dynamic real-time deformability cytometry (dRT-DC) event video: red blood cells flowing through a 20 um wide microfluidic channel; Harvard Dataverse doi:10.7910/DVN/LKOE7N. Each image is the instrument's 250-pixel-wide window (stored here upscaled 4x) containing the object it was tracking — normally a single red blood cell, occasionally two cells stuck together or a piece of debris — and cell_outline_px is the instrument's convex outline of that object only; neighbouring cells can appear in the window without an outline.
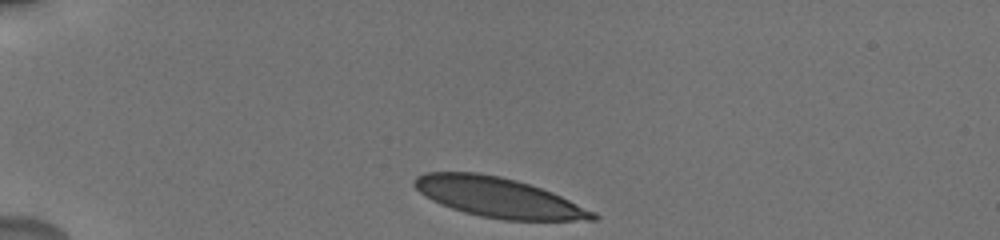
{"species": "human", "species_latin": "Homo sapiens", "temperature_condition": "cold", "stored_images_in_passage": 3, "camera_frame_rate_fps": 3000, "um_per_image_px": 0.085, "donor": {"sex": "male"}, "frame": {"image": 1, "passage_image": 1, "time_ms": 0.0, "image_size_px": [1000, 240], "cell_outline_px": [[600, 216], [596, 220], [504, 220], [480, 216], [464, 212], [440, 204], [432, 200], [420, 192], [412, 184], [412, 180], [416, 176], [424, 172], [476, 172], [500, 176], [516, 180], [552, 192], [596, 212]], "centroid_in_image_um": [42.35, 16.78], "position_along_channel_um": 42.6, "area_um2": 41.33}}